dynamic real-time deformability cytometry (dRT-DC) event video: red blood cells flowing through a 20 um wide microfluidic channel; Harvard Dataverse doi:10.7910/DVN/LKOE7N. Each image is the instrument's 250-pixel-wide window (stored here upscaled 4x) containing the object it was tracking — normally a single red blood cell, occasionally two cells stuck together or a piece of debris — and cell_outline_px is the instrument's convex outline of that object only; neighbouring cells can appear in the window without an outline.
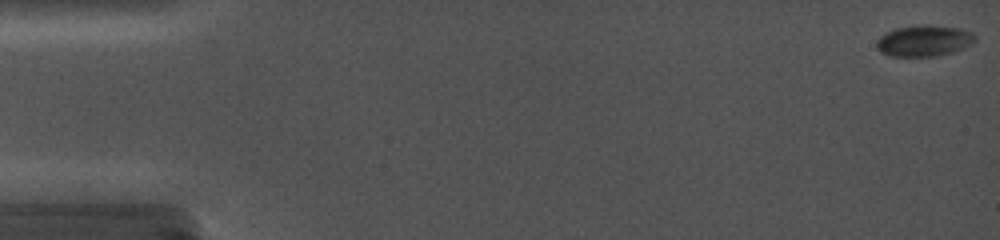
{"species": "common noctule bat (a hibernating species)", "species_latin": "Nyctalus noctula", "temperature_condition": "cold", "stored_images_in_passage": 9, "camera_frame_rate_fps": 5000, "um_per_image_px": 0.085, "animal": {"sex": "female", "body_mass_g": 19.0, "forearm_length_mm": 56.7}, "frame": {"image": 1, "passage_image": 1, "time_ms": 0.0, "image_size_px": [1000, 240], "cell_outline_px": [[976, 40], [972, 44], [964, 48], [952, 52], [936, 56], [888, 56], [880, 52], [876, 44], [876, 40], [884, 32], [896, 28], [928, 24], [960, 28], [972, 32], [976, 36]], "centroid_in_image_um": [78.55, 3.46], "position_along_channel_um": 6.5, "area_um2": 18.09}}